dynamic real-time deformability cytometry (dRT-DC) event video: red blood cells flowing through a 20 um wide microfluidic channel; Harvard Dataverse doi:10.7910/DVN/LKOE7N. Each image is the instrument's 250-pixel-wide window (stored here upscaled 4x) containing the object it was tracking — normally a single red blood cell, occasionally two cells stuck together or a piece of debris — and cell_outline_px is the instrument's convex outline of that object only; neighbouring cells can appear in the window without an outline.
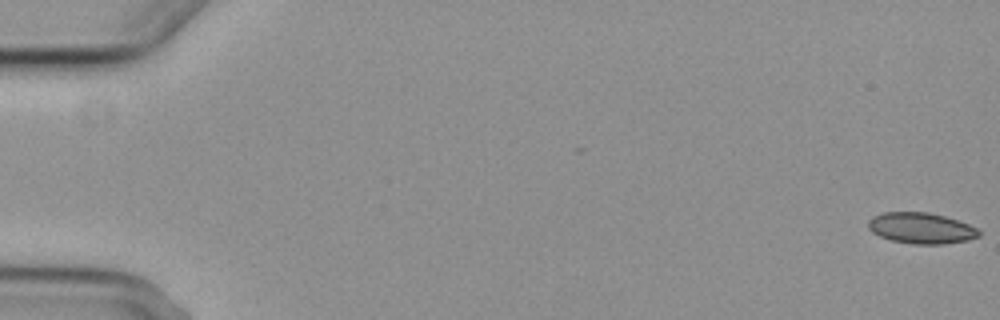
{"species": "common noctule bat (a hibernating species)", "species_latin": "Nyctalus noctula", "temperature_condition": "cold", "stored_images_in_passage": 6, "segment_of_instrument_passage": [2, 2], "camera_frame_rate_fps": 3000, "um_per_image_px": 0.085, "animal": {"sex": "female", "body_mass_g": 29.2, "forearm_length_mm": 56.3}, "frame": {"image": 1, "passage_image": 6, "time_ms": 6.0, "image_size_px": [1000, 320], "cell_outline_px": [[980, 236], [968, 240], [944, 244], [912, 244], [892, 240], [880, 236], [872, 232], [868, 228], [868, 220], [872, 216], [884, 212], [928, 212], [944, 216], [968, 224], [976, 228], [980, 232]], "centroid_in_image_um": [78.28, 19.39], "position_along_channel_um": 6.7, "area_um2": 19.94}}